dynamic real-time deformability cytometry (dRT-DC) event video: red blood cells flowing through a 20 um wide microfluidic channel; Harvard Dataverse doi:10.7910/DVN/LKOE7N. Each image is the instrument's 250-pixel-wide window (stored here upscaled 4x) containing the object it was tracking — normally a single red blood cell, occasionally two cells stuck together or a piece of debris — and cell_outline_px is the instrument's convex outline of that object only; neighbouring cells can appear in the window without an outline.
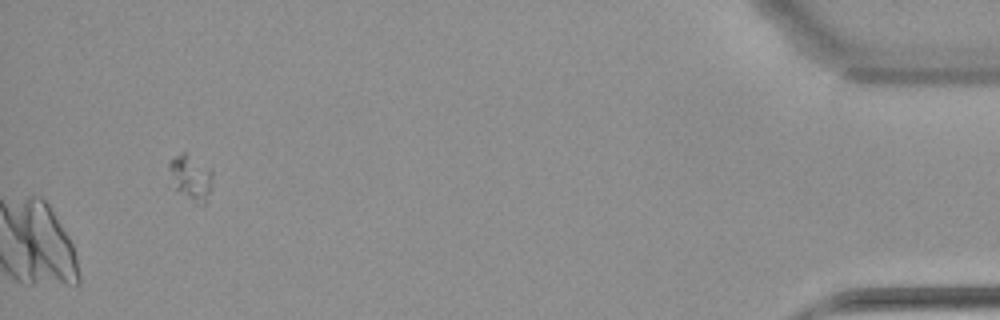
{"species": "common noctule bat (a hibernating species)", "species_latin": "Nyctalus noctula", "temperature_condition": "warm", "stored_images_in_passage": 47, "camera_frame_rate_fps": 3000, "um_per_image_px": 0.085, "animal": {"sex": "female", "body_mass_g": 22.7, "forearm_length_mm": 54.2}, "frame": {"image": 1, "passage_image": 47, "time_ms": 15.333, "image_size_px": [1000, 320], "cell_outline_px": [[212, 176], [208, 192], [204, 204], [196, 204], [176, 188], [168, 168], [168, 160], [180, 152], [184, 152], [212, 168]], "centroid_in_image_um": [16.21, 15.03], "position_along_channel_um": 419.0, "area_um2": 11.16}}